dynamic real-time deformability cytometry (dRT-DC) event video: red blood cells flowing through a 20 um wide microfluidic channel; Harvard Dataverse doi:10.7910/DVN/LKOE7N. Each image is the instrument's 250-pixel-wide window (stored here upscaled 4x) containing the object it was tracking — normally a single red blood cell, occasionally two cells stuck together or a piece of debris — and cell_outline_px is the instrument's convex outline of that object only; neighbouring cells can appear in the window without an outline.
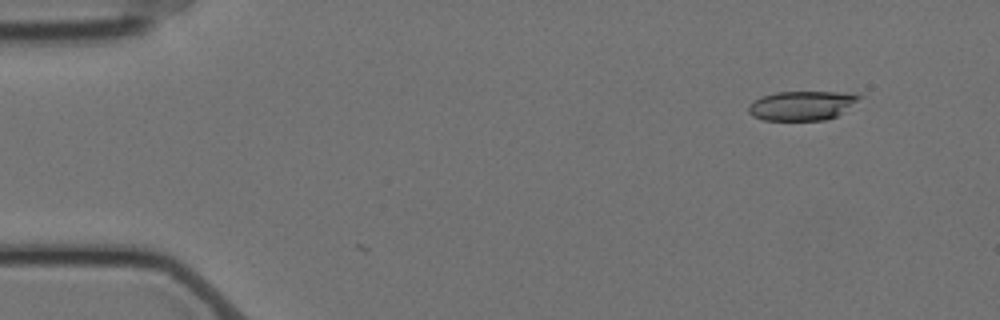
{"species": "Egyptian fruit bat (a non-hibernating species)", "species_latin": "Rousettus aegyptiacus", "temperature_condition": "cold", "stored_images_in_passage": 2, "camera_frame_rate_fps": 3000, "um_per_image_px": 0.085, "animal": {"sex": "female"}, "frame": {"image": 1, "passage_image": 2, "time_ms": 0.333, "image_size_px": [1000, 320], "cell_outline_px": [[864, 96], [836, 116], [824, 120], [764, 120], [752, 116], [748, 112], [748, 104], [752, 100], [760, 96], [776, 92], [848, 92]], "centroid_in_image_um": [68.11, 8.96], "position_along_channel_um": 16.9, "area_um2": 19.02}}